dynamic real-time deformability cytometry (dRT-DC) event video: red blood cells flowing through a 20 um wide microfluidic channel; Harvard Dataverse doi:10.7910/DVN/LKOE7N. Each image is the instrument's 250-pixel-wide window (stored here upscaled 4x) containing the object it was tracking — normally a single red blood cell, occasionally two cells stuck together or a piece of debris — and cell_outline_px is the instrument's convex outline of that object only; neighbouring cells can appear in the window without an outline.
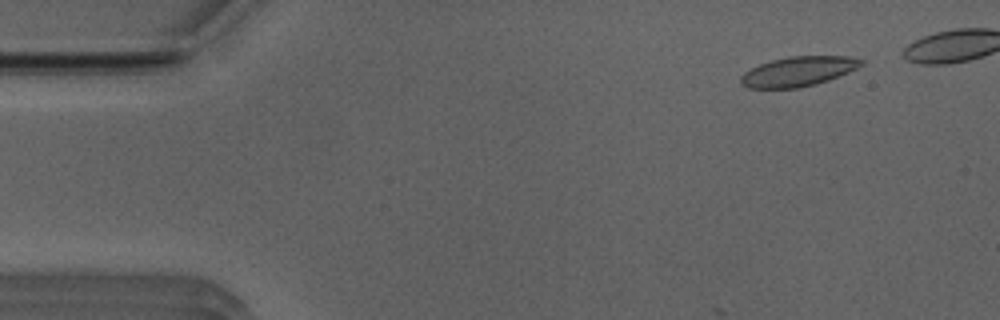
{"species": "Egyptian fruit bat (a non-hibernating species)", "species_latin": "Rousettus aegyptiacus", "temperature_condition": "room temperature", "stored_images_in_passage": 8, "camera_frame_rate_fps": 3000, "um_per_image_px": 0.085, "animal": {"sex": "male"}, "frame": {"image": 1, "passage_image": 5, "time_ms": 1.333, "image_size_px": [1000, 320], "cell_outline_px": [[864, 64], [848, 72], [828, 80], [816, 84], [800, 88], [748, 88], [740, 84], [740, 76], [744, 72], [760, 64], [772, 60], [788, 56], [848, 56], [864, 60]], "centroid_in_image_um": [67.83, 6.07], "position_along_channel_um": 17.2, "area_um2": 20.87}}